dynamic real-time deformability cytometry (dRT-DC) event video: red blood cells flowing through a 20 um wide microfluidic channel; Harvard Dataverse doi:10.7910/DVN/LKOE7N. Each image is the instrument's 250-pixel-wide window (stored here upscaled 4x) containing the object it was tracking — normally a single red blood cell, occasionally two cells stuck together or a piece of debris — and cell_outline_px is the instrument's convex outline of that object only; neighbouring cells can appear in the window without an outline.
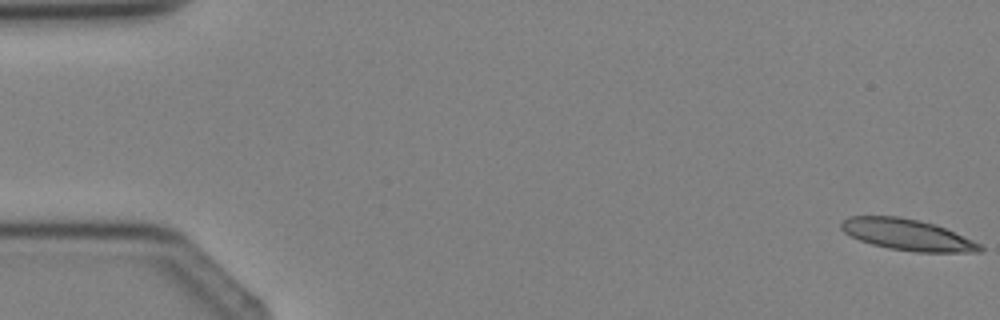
{"species": "Egyptian fruit bat (a non-hibernating species)", "species_latin": "Rousettus aegyptiacus", "temperature_condition": "cold", "stored_images_in_passage": 5, "camera_frame_rate_fps": 3000, "um_per_image_px": 0.085, "animal": {"sex": "female"}, "frame": {"image": 1, "passage_image": 1, "time_ms": 0.0, "image_size_px": [1000, 320], "cell_outline_px": [[984, 252], [916, 252], [888, 248], [872, 244], [860, 240], [844, 232], [840, 228], [840, 224], [848, 216], [900, 216], [936, 224], [972, 240], [980, 244], [984, 248]], "centroid_in_image_um": [77.13, 19.95], "position_along_channel_um": 7.9, "area_um2": 25.2}}